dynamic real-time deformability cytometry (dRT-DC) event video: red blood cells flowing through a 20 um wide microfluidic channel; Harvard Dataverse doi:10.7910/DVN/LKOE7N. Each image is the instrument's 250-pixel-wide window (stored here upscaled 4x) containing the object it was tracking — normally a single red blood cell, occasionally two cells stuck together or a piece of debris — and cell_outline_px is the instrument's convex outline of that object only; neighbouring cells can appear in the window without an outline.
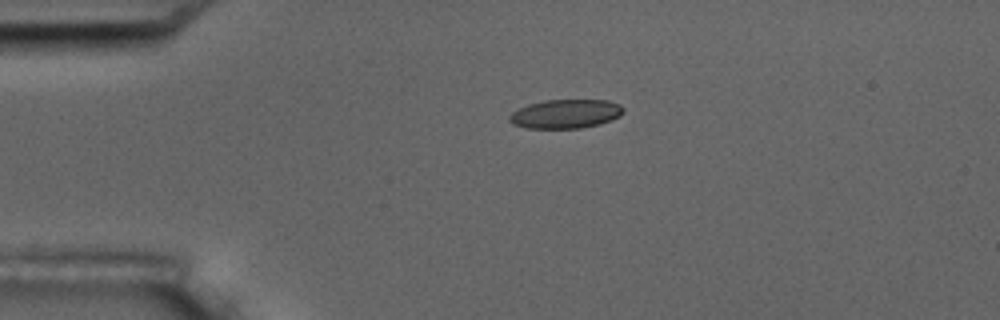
{"species": "common noctule bat (a hibernating species)", "species_latin": "Nyctalus noctula", "temperature_condition": "room temperature", "stored_images_in_passage": 5, "camera_frame_rate_fps": 3000, "um_per_image_px": 0.085, "animal": {"sex": "male", "body_mass_g": 17.5, "forearm_length_mm": 52.3}, "frame": {"image": 1, "passage_image": 4, "time_ms": 3.667, "image_size_px": [1000, 320], "cell_outline_px": [[624, 112], [620, 116], [612, 120], [600, 124], [580, 128], [528, 128], [512, 124], [508, 120], [508, 116], [512, 112], [528, 104], [544, 100], [608, 100], [620, 104], [624, 108]], "centroid_in_image_um": [48.09, 9.68], "position_along_channel_um": 36.9, "area_um2": 19.36}}